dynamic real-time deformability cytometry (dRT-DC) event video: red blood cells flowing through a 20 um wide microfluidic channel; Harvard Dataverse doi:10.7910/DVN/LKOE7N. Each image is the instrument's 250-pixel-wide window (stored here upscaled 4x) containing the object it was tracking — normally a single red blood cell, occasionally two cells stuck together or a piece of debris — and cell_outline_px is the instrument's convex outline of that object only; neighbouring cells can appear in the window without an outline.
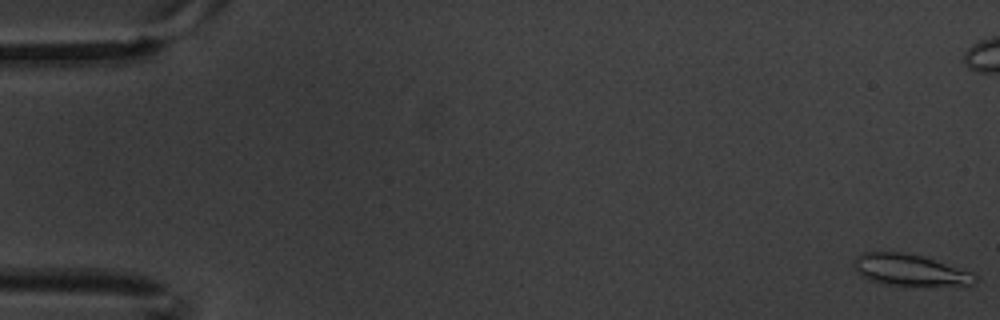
{"species": "common noctule bat (a hibernating species)", "species_latin": "Nyctalus noctula", "temperature_condition": "warm", "stored_images_in_passage": 7, "camera_frame_rate_fps": 3000, "um_per_image_px": 0.085, "animal": {"sex": "male", "body_mass_g": 20.1, "forearm_length_mm": 53.5}, "frame": {"image": 1, "passage_image": 1, "time_ms": 0.0, "image_size_px": [1000, 320], "cell_outline_px": [[976, 280], [972, 284], [884, 284], [868, 280], [860, 276], [852, 268], [852, 260], [856, 256], [864, 252], [904, 252], [920, 256], [968, 272], [976, 276]], "centroid_in_image_um": [77.13, 22.92], "position_along_channel_um": 7.9, "area_um2": 21.39}}